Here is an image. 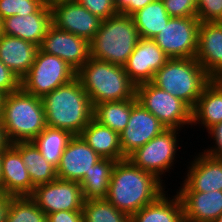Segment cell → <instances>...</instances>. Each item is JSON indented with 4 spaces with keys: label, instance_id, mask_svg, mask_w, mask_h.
<instances>
[{
    "label": "cell",
    "instance_id": "cell-7",
    "mask_svg": "<svg viewBox=\"0 0 222 222\" xmlns=\"http://www.w3.org/2000/svg\"><path fill=\"white\" fill-rule=\"evenodd\" d=\"M76 77V71L61 58L37 50L28 73L20 80L27 93L42 98Z\"/></svg>",
    "mask_w": 222,
    "mask_h": 222
},
{
    "label": "cell",
    "instance_id": "cell-35",
    "mask_svg": "<svg viewBox=\"0 0 222 222\" xmlns=\"http://www.w3.org/2000/svg\"><path fill=\"white\" fill-rule=\"evenodd\" d=\"M170 17H197L196 0H161Z\"/></svg>",
    "mask_w": 222,
    "mask_h": 222
},
{
    "label": "cell",
    "instance_id": "cell-5",
    "mask_svg": "<svg viewBox=\"0 0 222 222\" xmlns=\"http://www.w3.org/2000/svg\"><path fill=\"white\" fill-rule=\"evenodd\" d=\"M139 39L132 16L118 13L101 21L90 41V57L124 66Z\"/></svg>",
    "mask_w": 222,
    "mask_h": 222
},
{
    "label": "cell",
    "instance_id": "cell-43",
    "mask_svg": "<svg viewBox=\"0 0 222 222\" xmlns=\"http://www.w3.org/2000/svg\"><path fill=\"white\" fill-rule=\"evenodd\" d=\"M154 0H135V12L144 8L146 5Z\"/></svg>",
    "mask_w": 222,
    "mask_h": 222
},
{
    "label": "cell",
    "instance_id": "cell-21",
    "mask_svg": "<svg viewBox=\"0 0 222 222\" xmlns=\"http://www.w3.org/2000/svg\"><path fill=\"white\" fill-rule=\"evenodd\" d=\"M184 222H214L222 214V191L176 192Z\"/></svg>",
    "mask_w": 222,
    "mask_h": 222
},
{
    "label": "cell",
    "instance_id": "cell-4",
    "mask_svg": "<svg viewBox=\"0 0 222 222\" xmlns=\"http://www.w3.org/2000/svg\"><path fill=\"white\" fill-rule=\"evenodd\" d=\"M92 106L111 101L136 99V85L129 79L123 66L92 57L76 72Z\"/></svg>",
    "mask_w": 222,
    "mask_h": 222
},
{
    "label": "cell",
    "instance_id": "cell-14",
    "mask_svg": "<svg viewBox=\"0 0 222 222\" xmlns=\"http://www.w3.org/2000/svg\"><path fill=\"white\" fill-rule=\"evenodd\" d=\"M169 59L153 39L140 38L123 67L129 79L137 86L151 82L154 74Z\"/></svg>",
    "mask_w": 222,
    "mask_h": 222
},
{
    "label": "cell",
    "instance_id": "cell-44",
    "mask_svg": "<svg viewBox=\"0 0 222 222\" xmlns=\"http://www.w3.org/2000/svg\"><path fill=\"white\" fill-rule=\"evenodd\" d=\"M78 0H48L46 3L51 7L61 3L77 2Z\"/></svg>",
    "mask_w": 222,
    "mask_h": 222
},
{
    "label": "cell",
    "instance_id": "cell-38",
    "mask_svg": "<svg viewBox=\"0 0 222 222\" xmlns=\"http://www.w3.org/2000/svg\"><path fill=\"white\" fill-rule=\"evenodd\" d=\"M213 139L214 146H210L208 149L203 150V153L217 159H222V122L215 124L208 131Z\"/></svg>",
    "mask_w": 222,
    "mask_h": 222
},
{
    "label": "cell",
    "instance_id": "cell-23",
    "mask_svg": "<svg viewBox=\"0 0 222 222\" xmlns=\"http://www.w3.org/2000/svg\"><path fill=\"white\" fill-rule=\"evenodd\" d=\"M80 136L102 158L115 161L126 159L121 150L120 134L95 119L88 123Z\"/></svg>",
    "mask_w": 222,
    "mask_h": 222
},
{
    "label": "cell",
    "instance_id": "cell-6",
    "mask_svg": "<svg viewBox=\"0 0 222 222\" xmlns=\"http://www.w3.org/2000/svg\"><path fill=\"white\" fill-rule=\"evenodd\" d=\"M211 80L197 59L172 58L154 74L151 83L193 109L203 89Z\"/></svg>",
    "mask_w": 222,
    "mask_h": 222
},
{
    "label": "cell",
    "instance_id": "cell-36",
    "mask_svg": "<svg viewBox=\"0 0 222 222\" xmlns=\"http://www.w3.org/2000/svg\"><path fill=\"white\" fill-rule=\"evenodd\" d=\"M77 2L101 20L118 14L114 0H78Z\"/></svg>",
    "mask_w": 222,
    "mask_h": 222
},
{
    "label": "cell",
    "instance_id": "cell-16",
    "mask_svg": "<svg viewBox=\"0 0 222 222\" xmlns=\"http://www.w3.org/2000/svg\"><path fill=\"white\" fill-rule=\"evenodd\" d=\"M101 158L80 135H74L56 168L57 178L80 183Z\"/></svg>",
    "mask_w": 222,
    "mask_h": 222
},
{
    "label": "cell",
    "instance_id": "cell-27",
    "mask_svg": "<svg viewBox=\"0 0 222 222\" xmlns=\"http://www.w3.org/2000/svg\"><path fill=\"white\" fill-rule=\"evenodd\" d=\"M116 161L101 158L79 183L84 200L106 199L111 180V173Z\"/></svg>",
    "mask_w": 222,
    "mask_h": 222
},
{
    "label": "cell",
    "instance_id": "cell-1",
    "mask_svg": "<svg viewBox=\"0 0 222 222\" xmlns=\"http://www.w3.org/2000/svg\"><path fill=\"white\" fill-rule=\"evenodd\" d=\"M164 185L155 175L133 165L126 158L116 161L113 167L106 199L131 217L164 193Z\"/></svg>",
    "mask_w": 222,
    "mask_h": 222
},
{
    "label": "cell",
    "instance_id": "cell-17",
    "mask_svg": "<svg viewBox=\"0 0 222 222\" xmlns=\"http://www.w3.org/2000/svg\"><path fill=\"white\" fill-rule=\"evenodd\" d=\"M188 166L189 170L177 192L222 191V159L201 152Z\"/></svg>",
    "mask_w": 222,
    "mask_h": 222
},
{
    "label": "cell",
    "instance_id": "cell-2",
    "mask_svg": "<svg viewBox=\"0 0 222 222\" xmlns=\"http://www.w3.org/2000/svg\"><path fill=\"white\" fill-rule=\"evenodd\" d=\"M46 126L80 135L93 119V106L77 77L42 98Z\"/></svg>",
    "mask_w": 222,
    "mask_h": 222
},
{
    "label": "cell",
    "instance_id": "cell-25",
    "mask_svg": "<svg viewBox=\"0 0 222 222\" xmlns=\"http://www.w3.org/2000/svg\"><path fill=\"white\" fill-rule=\"evenodd\" d=\"M166 193L167 191L135 212L130 217V222H184L183 207L179 196L175 194L171 199L165 196Z\"/></svg>",
    "mask_w": 222,
    "mask_h": 222
},
{
    "label": "cell",
    "instance_id": "cell-15",
    "mask_svg": "<svg viewBox=\"0 0 222 222\" xmlns=\"http://www.w3.org/2000/svg\"><path fill=\"white\" fill-rule=\"evenodd\" d=\"M50 9L52 25L89 42L99 30L102 21L78 2L61 3L51 6Z\"/></svg>",
    "mask_w": 222,
    "mask_h": 222
},
{
    "label": "cell",
    "instance_id": "cell-20",
    "mask_svg": "<svg viewBox=\"0 0 222 222\" xmlns=\"http://www.w3.org/2000/svg\"><path fill=\"white\" fill-rule=\"evenodd\" d=\"M34 189L20 153L9 144L2 151V193L13 197L31 196Z\"/></svg>",
    "mask_w": 222,
    "mask_h": 222
},
{
    "label": "cell",
    "instance_id": "cell-33",
    "mask_svg": "<svg viewBox=\"0 0 222 222\" xmlns=\"http://www.w3.org/2000/svg\"><path fill=\"white\" fill-rule=\"evenodd\" d=\"M44 3L43 0H0V21L9 16L35 13Z\"/></svg>",
    "mask_w": 222,
    "mask_h": 222
},
{
    "label": "cell",
    "instance_id": "cell-19",
    "mask_svg": "<svg viewBox=\"0 0 222 222\" xmlns=\"http://www.w3.org/2000/svg\"><path fill=\"white\" fill-rule=\"evenodd\" d=\"M195 59L214 79L222 75V23L201 22Z\"/></svg>",
    "mask_w": 222,
    "mask_h": 222
},
{
    "label": "cell",
    "instance_id": "cell-13",
    "mask_svg": "<svg viewBox=\"0 0 222 222\" xmlns=\"http://www.w3.org/2000/svg\"><path fill=\"white\" fill-rule=\"evenodd\" d=\"M43 52L64 60L76 72L90 58V42L50 25L39 47Z\"/></svg>",
    "mask_w": 222,
    "mask_h": 222
},
{
    "label": "cell",
    "instance_id": "cell-47",
    "mask_svg": "<svg viewBox=\"0 0 222 222\" xmlns=\"http://www.w3.org/2000/svg\"><path fill=\"white\" fill-rule=\"evenodd\" d=\"M4 94L0 92V116L2 112V102H3Z\"/></svg>",
    "mask_w": 222,
    "mask_h": 222
},
{
    "label": "cell",
    "instance_id": "cell-32",
    "mask_svg": "<svg viewBox=\"0 0 222 222\" xmlns=\"http://www.w3.org/2000/svg\"><path fill=\"white\" fill-rule=\"evenodd\" d=\"M5 222H46V214L30 196L12 197Z\"/></svg>",
    "mask_w": 222,
    "mask_h": 222
},
{
    "label": "cell",
    "instance_id": "cell-39",
    "mask_svg": "<svg viewBox=\"0 0 222 222\" xmlns=\"http://www.w3.org/2000/svg\"><path fill=\"white\" fill-rule=\"evenodd\" d=\"M46 222H83L82 210L58 211L46 215Z\"/></svg>",
    "mask_w": 222,
    "mask_h": 222
},
{
    "label": "cell",
    "instance_id": "cell-18",
    "mask_svg": "<svg viewBox=\"0 0 222 222\" xmlns=\"http://www.w3.org/2000/svg\"><path fill=\"white\" fill-rule=\"evenodd\" d=\"M51 24V9L45 2L35 13L9 16L1 20L0 33L21 38L40 47Z\"/></svg>",
    "mask_w": 222,
    "mask_h": 222
},
{
    "label": "cell",
    "instance_id": "cell-28",
    "mask_svg": "<svg viewBox=\"0 0 222 222\" xmlns=\"http://www.w3.org/2000/svg\"><path fill=\"white\" fill-rule=\"evenodd\" d=\"M131 16L139 37L146 39H153L171 18L161 0L152 1Z\"/></svg>",
    "mask_w": 222,
    "mask_h": 222
},
{
    "label": "cell",
    "instance_id": "cell-12",
    "mask_svg": "<svg viewBox=\"0 0 222 222\" xmlns=\"http://www.w3.org/2000/svg\"><path fill=\"white\" fill-rule=\"evenodd\" d=\"M166 127L137 99H131V114L126 128L120 133L123 156L127 158L135 150L161 134Z\"/></svg>",
    "mask_w": 222,
    "mask_h": 222
},
{
    "label": "cell",
    "instance_id": "cell-40",
    "mask_svg": "<svg viewBox=\"0 0 222 222\" xmlns=\"http://www.w3.org/2000/svg\"><path fill=\"white\" fill-rule=\"evenodd\" d=\"M118 13L131 16L135 13V0H114Z\"/></svg>",
    "mask_w": 222,
    "mask_h": 222
},
{
    "label": "cell",
    "instance_id": "cell-11",
    "mask_svg": "<svg viewBox=\"0 0 222 222\" xmlns=\"http://www.w3.org/2000/svg\"><path fill=\"white\" fill-rule=\"evenodd\" d=\"M30 197L46 215L58 211L82 210L84 204L79 182L58 178L36 186Z\"/></svg>",
    "mask_w": 222,
    "mask_h": 222
},
{
    "label": "cell",
    "instance_id": "cell-8",
    "mask_svg": "<svg viewBox=\"0 0 222 222\" xmlns=\"http://www.w3.org/2000/svg\"><path fill=\"white\" fill-rule=\"evenodd\" d=\"M135 96L137 102L151 112L166 129L181 130L185 125L192 127V109L151 82L137 85Z\"/></svg>",
    "mask_w": 222,
    "mask_h": 222
},
{
    "label": "cell",
    "instance_id": "cell-29",
    "mask_svg": "<svg viewBox=\"0 0 222 222\" xmlns=\"http://www.w3.org/2000/svg\"><path fill=\"white\" fill-rule=\"evenodd\" d=\"M73 136L67 130L46 126L32 142L46 161L57 168L62 154Z\"/></svg>",
    "mask_w": 222,
    "mask_h": 222
},
{
    "label": "cell",
    "instance_id": "cell-34",
    "mask_svg": "<svg viewBox=\"0 0 222 222\" xmlns=\"http://www.w3.org/2000/svg\"><path fill=\"white\" fill-rule=\"evenodd\" d=\"M200 22L222 21V0H196Z\"/></svg>",
    "mask_w": 222,
    "mask_h": 222
},
{
    "label": "cell",
    "instance_id": "cell-26",
    "mask_svg": "<svg viewBox=\"0 0 222 222\" xmlns=\"http://www.w3.org/2000/svg\"><path fill=\"white\" fill-rule=\"evenodd\" d=\"M11 145L20 153L35 187L52 182L57 178L56 168L46 161L32 141L17 142Z\"/></svg>",
    "mask_w": 222,
    "mask_h": 222
},
{
    "label": "cell",
    "instance_id": "cell-37",
    "mask_svg": "<svg viewBox=\"0 0 222 222\" xmlns=\"http://www.w3.org/2000/svg\"><path fill=\"white\" fill-rule=\"evenodd\" d=\"M20 88V79L0 61V92L8 95Z\"/></svg>",
    "mask_w": 222,
    "mask_h": 222
},
{
    "label": "cell",
    "instance_id": "cell-3",
    "mask_svg": "<svg viewBox=\"0 0 222 222\" xmlns=\"http://www.w3.org/2000/svg\"><path fill=\"white\" fill-rule=\"evenodd\" d=\"M0 120L9 144L30 142L46 127L42 99L20 87L4 95Z\"/></svg>",
    "mask_w": 222,
    "mask_h": 222
},
{
    "label": "cell",
    "instance_id": "cell-31",
    "mask_svg": "<svg viewBox=\"0 0 222 222\" xmlns=\"http://www.w3.org/2000/svg\"><path fill=\"white\" fill-rule=\"evenodd\" d=\"M83 222H130V217L107 199L84 200Z\"/></svg>",
    "mask_w": 222,
    "mask_h": 222
},
{
    "label": "cell",
    "instance_id": "cell-46",
    "mask_svg": "<svg viewBox=\"0 0 222 222\" xmlns=\"http://www.w3.org/2000/svg\"><path fill=\"white\" fill-rule=\"evenodd\" d=\"M222 88V75H219L213 79Z\"/></svg>",
    "mask_w": 222,
    "mask_h": 222
},
{
    "label": "cell",
    "instance_id": "cell-42",
    "mask_svg": "<svg viewBox=\"0 0 222 222\" xmlns=\"http://www.w3.org/2000/svg\"><path fill=\"white\" fill-rule=\"evenodd\" d=\"M8 145L9 142L5 136L4 128L0 120V151H3Z\"/></svg>",
    "mask_w": 222,
    "mask_h": 222
},
{
    "label": "cell",
    "instance_id": "cell-48",
    "mask_svg": "<svg viewBox=\"0 0 222 222\" xmlns=\"http://www.w3.org/2000/svg\"><path fill=\"white\" fill-rule=\"evenodd\" d=\"M214 222H222V214Z\"/></svg>",
    "mask_w": 222,
    "mask_h": 222
},
{
    "label": "cell",
    "instance_id": "cell-9",
    "mask_svg": "<svg viewBox=\"0 0 222 222\" xmlns=\"http://www.w3.org/2000/svg\"><path fill=\"white\" fill-rule=\"evenodd\" d=\"M177 129H166L130 154L127 159L140 169L152 173L163 181L162 175L173 169L178 151L179 140ZM178 135V136H177Z\"/></svg>",
    "mask_w": 222,
    "mask_h": 222
},
{
    "label": "cell",
    "instance_id": "cell-45",
    "mask_svg": "<svg viewBox=\"0 0 222 222\" xmlns=\"http://www.w3.org/2000/svg\"><path fill=\"white\" fill-rule=\"evenodd\" d=\"M0 193H2V151H0Z\"/></svg>",
    "mask_w": 222,
    "mask_h": 222
},
{
    "label": "cell",
    "instance_id": "cell-10",
    "mask_svg": "<svg viewBox=\"0 0 222 222\" xmlns=\"http://www.w3.org/2000/svg\"><path fill=\"white\" fill-rule=\"evenodd\" d=\"M198 17H171L153 38L170 58H195L200 27Z\"/></svg>",
    "mask_w": 222,
    "mask_h": 222
},
{
    "label": "cell",
    "instance_id": "cell-30",
    "mask_svg": "<svg viewBox=\"0 0 222 222\" xmlns=\"http://www.w3.org/2000/svg\"><path fill=\"white\" fill-rule=\"evenodd\" d=\"M131 114V99L102 102L93 106V119L111 130L121 133Z\"/></svg>",
    "mask_w": 222,
    "mask_h": 222
},
{
    "label": "cell",
    "instance_id": "cell-22",
    "mask_svg": "<svg viewBox=\"0 0 222 222\" xmlns=\"http://www.w3.org/2000/svg\"><path fill=\"white\" fill-rule=\"evenodd\" d=\"M38 49L31 42L0 33V61L20 80L31 68Z\"/></svg>",
    "mask_w": 222,
    "mask_h": 222
},
{
    "label": "cell",
    "instance_id": "cell-41",
    "mask_svg": "<svg viewBox=\"0 0 222 222\" xmlns=\"http://www.w3.org/2000/svg\"><path fill=\"white\" fill-rule=\"evenodd\" d=\"M13 196L0 193V222H5Z\"/></svg>",
    "mask_w": 222,
    "mask_h": 222
},
{
    "label": "cell",
    "instance_id": "cell-24",
    "mask_svg": "<svg viewBox=\"0 0 222 222\" xmlns=\"http://www.w3.org/2000/svg\"><path fill=\"white\" fill-rule=\"evenodd\" d=\"M222 122V88L212 79L203 89L192 109V125L203 126L207 131Z\"/></svg>",
    "mask_w": 222,
    "mask_h": 222
}]
</instances>
